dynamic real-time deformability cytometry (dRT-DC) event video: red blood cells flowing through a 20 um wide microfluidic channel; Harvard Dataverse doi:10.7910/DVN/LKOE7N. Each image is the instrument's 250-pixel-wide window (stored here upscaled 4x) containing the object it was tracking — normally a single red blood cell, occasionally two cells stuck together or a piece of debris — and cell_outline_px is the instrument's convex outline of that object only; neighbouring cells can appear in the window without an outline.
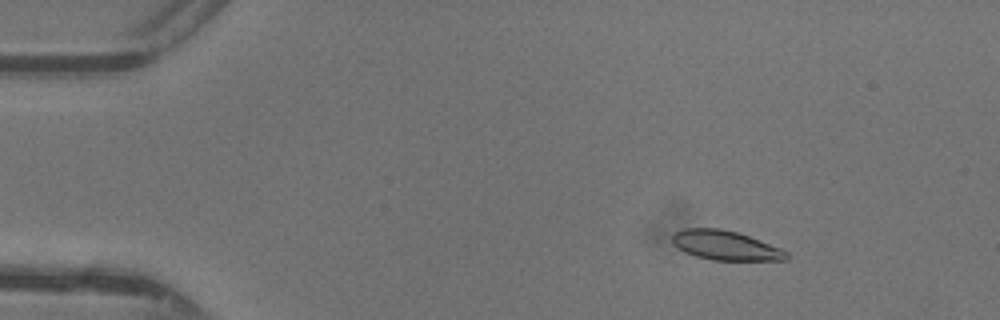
{"species": "common noctule bat (a hibernating species)", "species_latin": "Nyctalus noctula", "temperature_condition": "warm", "stored_images_in_passage": 44, "camera_frame_rate_fps": 3000, "um_per_image_px": 0.085, "animal": {"sex": "female"}, "frame": {"image": 1, "passage_image": 4, "time_ms": 1.0, "image_size_px": [1000, 320], "cell_outline_px": [[788, 260], [712, 260], [696, 256], [684, 252], [672, 240], [672, 236], [676, 232], [684, 228], [720, 228], [736, 232], [748, 236], [780, 248], [788, 252]], "centroid_in_image_um": [61.67, 20.86], "position_along_channel_um": 23.3, "area_um2": 19.31}}
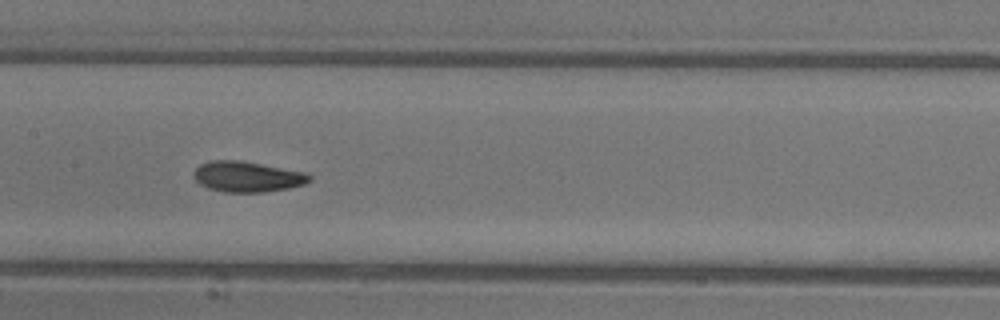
{"frame": {"image": 2, "passage_image": 21, "time_ms": 6.667, "image_size_px": [1000, 320], "cell_outline_px": [[312, 180], [304, 184], [288, 188], [264, 192], [224, 192], [208, 188], [200, 184], [192, 176], [196, 168], [200, 164], [212, 160], [240, 160], [304, 172], [312, 176]], "centroid_in_image_um": [21.0, 15.02], "position_along_channel_um": 186.4, "area_um2": 20.58}}
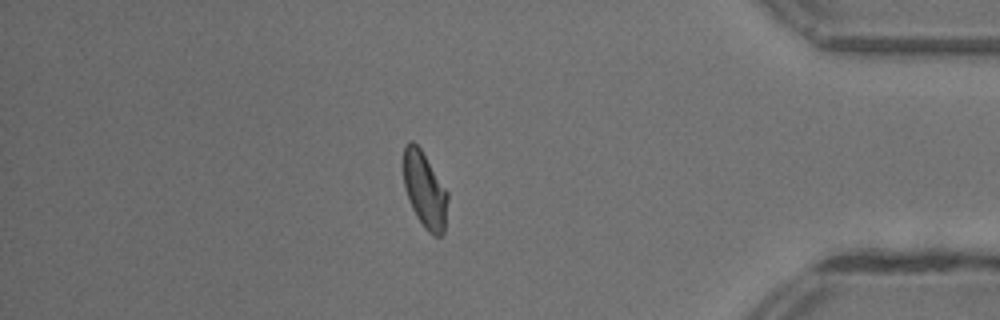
{"frame": {"image": 3, "passage_image": 38, "time_ms": 12.333, "image_size_px": [1000, 320], "cell_outline_px": [[448, 200], [444, 232], [440, 236], [432, 236], [424, 228], [416, 216], [412, 208], [404, 188], [404, 144], [408, 140], [412, 140], [420, 148], [448, 192]], "centroid_in_image_um": [36.1, 16.17], "position_along_channel_um": 399.1, "area_um2": 19.59}, "authors_computed_cell_mechanics": {"area_um2": 19.8254, "velocity_mm_per_s": 4.4015, "shape_relaxation_time_tau1_ms": 3.7144, "shape_relaxation_time_tau2_ms": 1.2749, "deformation_change_tau1": 0.1471, "deformation_change_tau2": 0.0697}}